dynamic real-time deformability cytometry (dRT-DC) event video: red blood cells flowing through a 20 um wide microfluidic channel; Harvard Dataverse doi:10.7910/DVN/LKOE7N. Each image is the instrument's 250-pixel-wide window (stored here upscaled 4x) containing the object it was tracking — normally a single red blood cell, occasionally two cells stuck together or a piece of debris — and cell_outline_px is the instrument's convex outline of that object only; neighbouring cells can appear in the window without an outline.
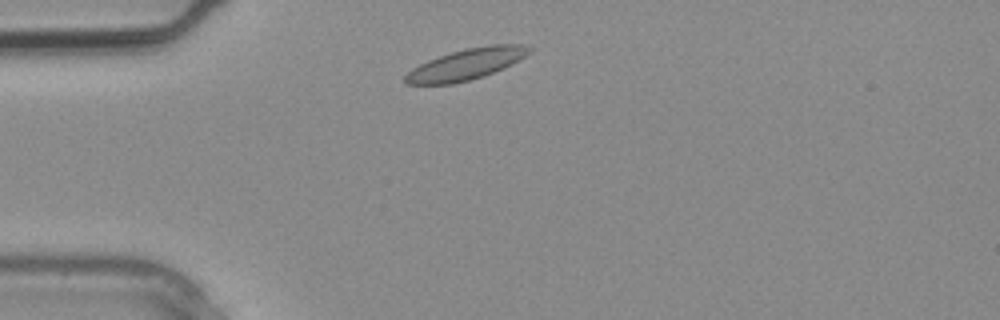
{"species": "common noctule bat (a hibernating species)", "species_latin": "Nyctalus noctula", "temperature_condition": "warm", "stored_images_in_passage": 2, "camera_frame_rate_fps": 3000, "um_per_image_px": 0.085, "animal": {"sex": "male", "body_mass_g": 20.4}, "frame": {"image": 1, "passage_image": 1, "time_ms": 0.0, "image_size_px": [1000, 320], "cell_outline_px": [[532, 52], [512, 64], [504, 68], [484, 76], [452, 84], [408, 84], [404, 80], [404, 76], [412, 68], [428, 60], [464, 48], [488, 44], [524, 44], [532, 48]], "centroid_in_image_um": [39.67, 5.44], "position_along_channel_um": 45.3, "area_um2": 22.48}}